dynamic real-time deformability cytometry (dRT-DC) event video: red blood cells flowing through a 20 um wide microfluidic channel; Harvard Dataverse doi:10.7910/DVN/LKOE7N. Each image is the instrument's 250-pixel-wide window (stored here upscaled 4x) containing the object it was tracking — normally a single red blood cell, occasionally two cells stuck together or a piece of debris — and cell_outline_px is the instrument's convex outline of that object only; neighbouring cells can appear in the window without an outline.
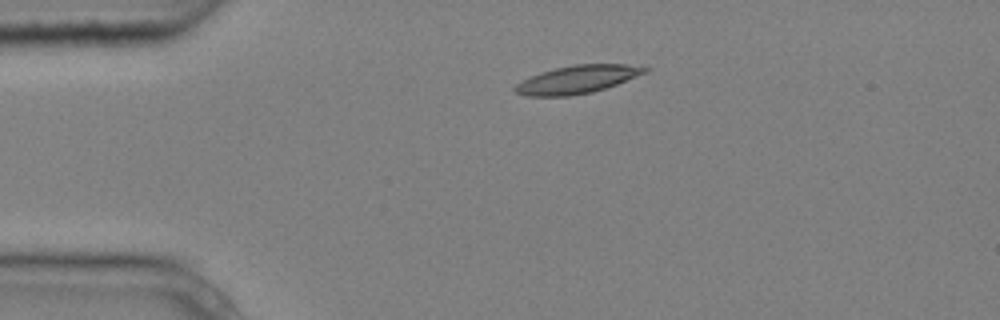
{"species": "common noctule bat (a hibernating species)", "species_latin": "Nyctalus noctula", "temperature_condition": "cold", "stored_images_in_passage": 3, "camera_frame_rate_fps": 3000, "um_per_image_px": 0.085, "animal": {"sex": "male", "body_mass_g": 20.4}, "frame": {"image": 1, "passage_image": 3, "time_ms": 0.667, "image_size_px": [1000, 320], "cell_outline_px": [[652, 68], [648, 72], [616, 84], [592, 92], [568, 96], [528, 96], [516, 92], [512, 88], [516, 84], [540, 72], [556, 68], [576, 64], [628, 64]], "centroid_in_image_um": [49.1, 6.74], "position_along_channel_um": 35.9, "area_um2": 20.98}}